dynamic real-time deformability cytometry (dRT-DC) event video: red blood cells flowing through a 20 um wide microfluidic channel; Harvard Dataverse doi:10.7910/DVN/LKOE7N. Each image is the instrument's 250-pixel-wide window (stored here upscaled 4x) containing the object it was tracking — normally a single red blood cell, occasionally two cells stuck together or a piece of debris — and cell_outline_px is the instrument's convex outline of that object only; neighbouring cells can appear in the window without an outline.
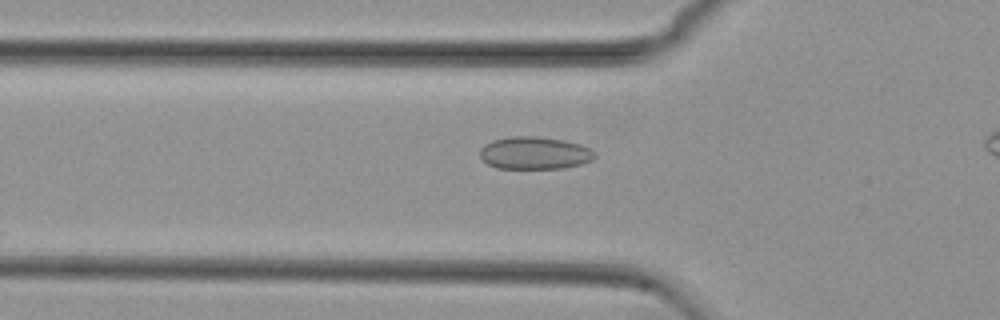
{"species": "common noctule bat (a hibernating species)", "species_latin": "Nyctalus noctula", "temperature_condition": "cold", "stored_images_in_passage": 13, "camera_frame_rate_fps": 3000, "um_per_image_px": 0.085, "animal": {"sex": "female", "body_mass_g": 29.2, "forearm_length_mm": 56.3}, "frame": {"image": 1, "passage_image": 9, "time_ms": 2.667, "image_size_px": [1000, 320], "cell_outline_px": [[596, 156], [592, 160], [580, 164], [564, 168], [496, 168], [488, 164], [480, 156], [480, 148], [484, 144], [492, 140], [512, 136], [536, 136], [564, 140], [580, 144], [592, 148], [596, 152]], "centroid_in_image_um": [45.46, 13.0], "position_along_channel_um": 80.3, "area_um2": 21.91}}
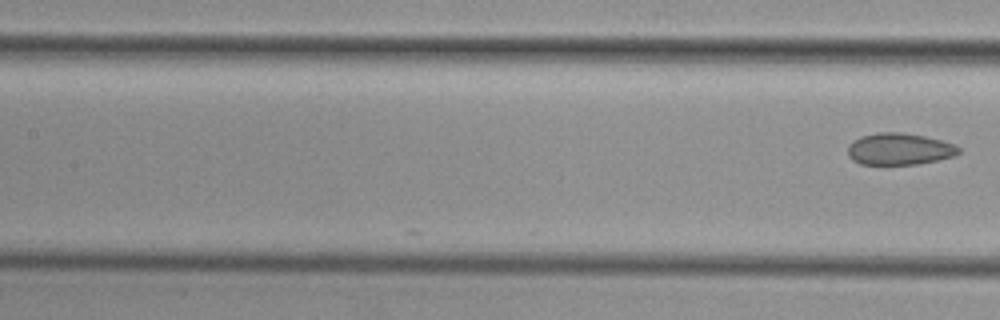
{"frame": {"image": 2, "passage_image": 13, "time_ms": 4.0, "image_size_px": [1000, 320], "cell_outline_px": [[960, 152], [956, 156], [916, 164], [860, 164], [852, 160], [848, 156], [848, 144], [852, 140], [860, 136], [880, 132], [900, 132], [924, 136], [956, 144], [960, 148]], "centroid_in_image_um": [76.43, 12.66], "position_along_channel_um": 131.0, "area_um2": 20.63}}